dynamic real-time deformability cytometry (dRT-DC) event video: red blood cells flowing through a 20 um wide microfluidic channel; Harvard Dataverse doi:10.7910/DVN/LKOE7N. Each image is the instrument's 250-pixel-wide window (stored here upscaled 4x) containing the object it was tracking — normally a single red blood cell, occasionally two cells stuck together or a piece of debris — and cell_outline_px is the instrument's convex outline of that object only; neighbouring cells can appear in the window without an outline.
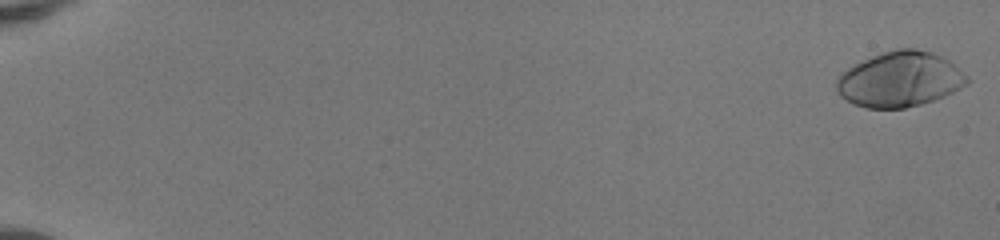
{"species": "human", "species_latin": "Homo sapiens", "temperature_condition": "room temperature", "stored_images_in_passage": 52, "camera_frame_rate_fps": 3000, "um_per_image_px": 0.085, "donor": {"sex": "female"}, "frame": {"image": 1, "passage_image": 1, "time_ms": 0.0, "image_size_px": [1000, 240], "cell_outline_px": [[972, 80], [968, 84], [944, 96], [920, 104], [904, 108], [868, 108], [856, 104], [840, 96], [836, 92], [836, 80], [840, 72], [872, 56], [896, 48], [916, 48], [932, 52], [944, 56], [968, 76]], "centroid_in_image_um": [76.51, 6.73], "position_along_channel_um": 8.5, "area_um2": 42.02}}
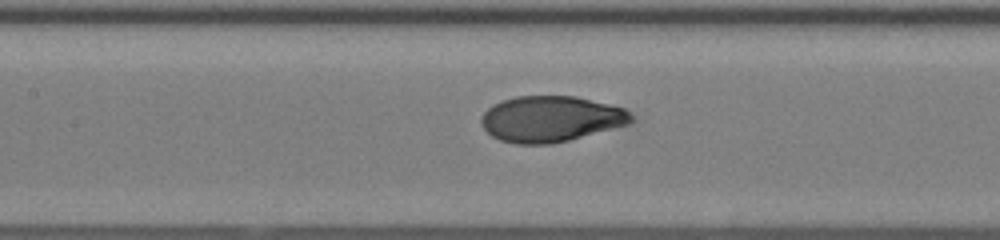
{"frame": {"image": 2, "passage_image": 27, "time_ms": 8.667, "image_size_px": [1000, 240], "cell_outline_px": [[632, 120], [628, 124], [568, 140], [552, 144], [516, 144], [500, 140], [492, 136], [480, 124], [480, 116], [492, 104], [516, 96], [576, 96], [624, 108], [632, 116]], "centroid_in_image_um": [46.76, 10.11], "position_along_channel_um": 160.6, "area_um2": 39.94}}
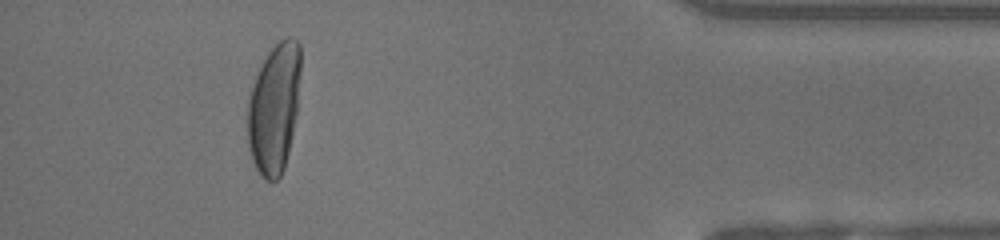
{"frame": {"image": 3, "passage_image": 48, "time_ms": 15.667, "image_size_px": [1000, 240], "cell_outline_px": [[300, 76], [296, 116], [288, 152], [284, 168], [280, 176], [276, 180], [264, 180], [260, 176], [252, 160], [248, 148], [248, 96], [252, 84], [268, 52], [280, 40], [288, 36], [292, 36], [300, 44]], "centroid_in_image_um": [23.3, 9.2], "position_along_channel_um": 411.9, "area_um2": 40.17}, "authors_computed_cell_mechanics": {"area_um2": 39.8531, "velocity_mm_per_s": 4.152, "shape_relaxation_time_tau1_ms": 4.0362, "shape_relaxation_time_tau2_ms": null, "deformation_change_tau1": 0.2359, "deformation_change_tau2": null}}